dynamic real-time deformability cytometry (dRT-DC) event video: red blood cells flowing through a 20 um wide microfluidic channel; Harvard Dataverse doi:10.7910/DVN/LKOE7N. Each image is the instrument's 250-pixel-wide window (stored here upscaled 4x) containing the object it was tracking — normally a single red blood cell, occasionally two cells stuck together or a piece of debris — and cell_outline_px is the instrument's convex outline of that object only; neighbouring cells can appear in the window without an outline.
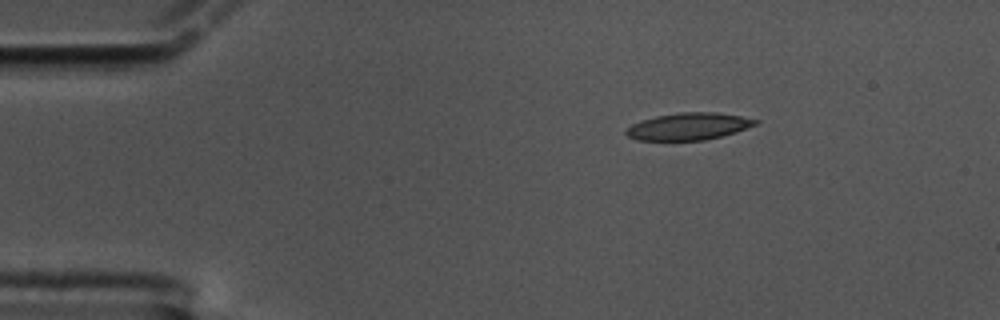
{"species": "common noctule bat (a hibernating species)", "species_latin": "Nyctalus noctula", "temperature_condition": "cold", "stored_images_in_passage": 51, "camera_frame_rate_fps": 3000, "um_per_image_px": 0.085, "animal": {"sex": "male", "body_mass_g": 17.5, "forearm_length_mm": 52.3}, "frame": {"image": 1, "passage_image": 1, "time_ms": 0.0, "image_size_px": [1000, 320], "cell_outline_px": [[760, 120], [756, 124], [736, 132], [704, 140], [636, 140], [628, 136], [624, 132], [632, 124], [656, 116], [680, 112], [712, 112], [740, 116]], "centroid_in_image_um": [58.52, 10.74], "position_along_channel_um": 26.5, "area_um2": 20.11}}
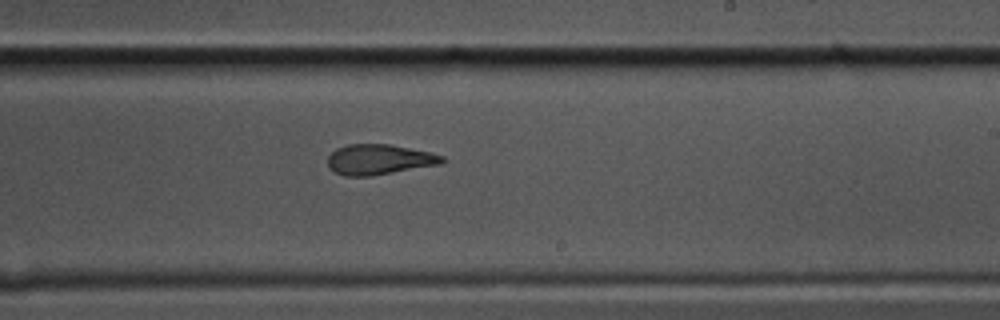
{"frame": {"image": 2, "passage_image": 27, "time_ms": 8.667, "image_size_px": [1000, 320], "cell_outline_px": [[448, 160], [440, 164], [372, 176], [344, 176], [328, 168], [328, 156], [336, 148], [348, 144], [388, 144], [432, 152], [444, 156]], "centroid_in_image_um": [32.24, 13.55], "position_along_channel_um": 256.8, "area_um2": 20.35}}
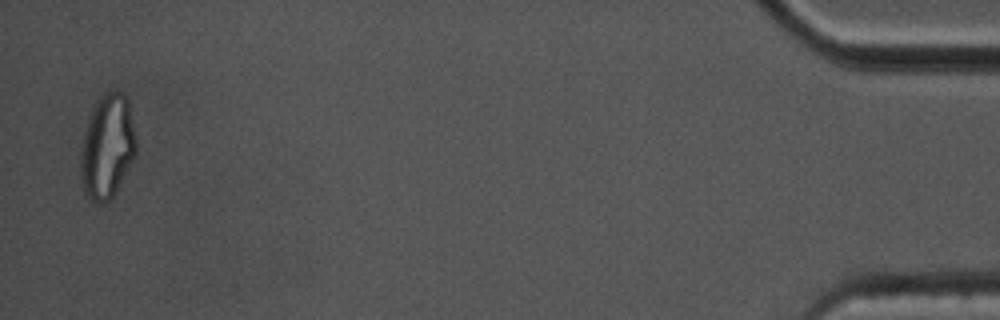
{"frame": {"image": 3, "passage_image": 50, "time_ms": 16.333, "image_size_px": [1000, 320], "cell_outline_px": [[136, 152], [132, 160], [112, 196], [104, 204], [92, 200], [84, 192], [80, 172], [80, 156], [84, 136], [88, 120], [92, 108], [96, 100], [104, 92], [112, 88], [124, 92], [128, 96], [136, 140]], "centroid_in_image_um": [9.12, 12.37], "position_along_channel_um": 426.1, "area_um2": 33.58}, "authors_computed_cell_mechanics": {"area_um2": 20.9814, "velocity_mm_per_s": 3.3596, "shape_relaxation_time_tau1_ms": 6.4255, "shape_relaxation_time_tau2_ms": 2.1317, "deformation_change_tau1": 0.2033, "deformation_change_tau2": 0.098}}